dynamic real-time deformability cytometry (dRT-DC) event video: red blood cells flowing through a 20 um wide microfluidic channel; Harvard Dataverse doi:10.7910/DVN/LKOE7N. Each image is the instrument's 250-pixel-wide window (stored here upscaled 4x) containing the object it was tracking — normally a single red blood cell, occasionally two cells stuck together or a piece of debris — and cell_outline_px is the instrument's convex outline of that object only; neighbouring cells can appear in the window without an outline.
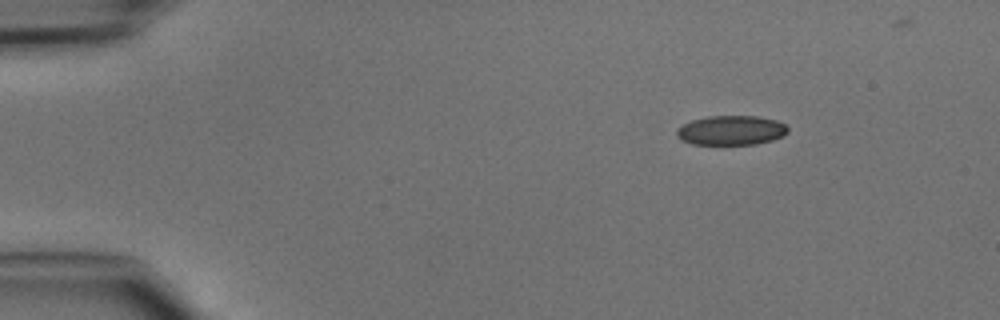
{"species": "common noctule bat (a hibernating species)", "species_latin": "Nyctalus noctula", "temperature_condition": "cold", "stored_images_in_passage": 39, "camera_frame_rate_fps": 3000, "um_per_image_px": 0.085, "animal": {"sex": "male", "body_mass_g": 15.6}, "frame": {"image": 1, "passage_image": 1, "time_ms": 0.0, "image_size_px": [1000, 320], "cell_outline_px": [[788, 132], [784, 136], [772, 140], [756, 144], [692, 144], [680, 140], [676, 136], [676, 128], [692, 120], [708, 116], [756, 116], [776, 120], [784, 124], [788, 128]], "centroid_in_image_um": [62.13, 11.08], "position_along_channel_um": 22.9, "area_um2": 19.19}}
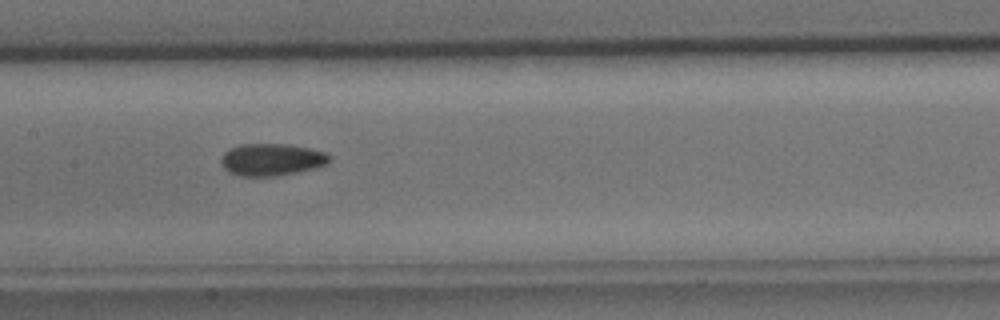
{"frame": {"image": 2, "passage_image": 18, "time_ms": 5.667, "image_size_px": [1000, 320], "cell_outline_px": [[332, 160], [328, 164], [316, 168], [276, 176], [240, 176], [228, 172], [224, 168], [220, 160], [224, 152], [240, 144], [288, 144], [328, 152], [332, 156]], "centroid_in_image_um": [23.14, 13.56], "position_along_channel_um": 184.3, "area_um2": 20.52}}
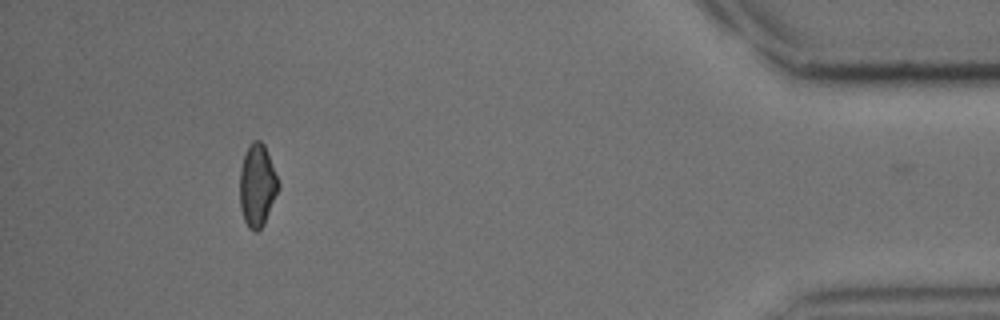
{"frame": {"image": 3, "passage_image": 38, "time_ms": 12.333, "image_size_px": [1000, 320], "cell_outline_px": [[280, 188], [264, 224], [256, 232], [248, 228], [244, 220], [240, 208], [240, 168], [244, 156], [252, 140], [260, 140], [264, 144], [280, 184]], "centroid_in_image_um": [21.87, 15.78], "position_along_channel_um": 413.3, "area_um2": 18.55}}